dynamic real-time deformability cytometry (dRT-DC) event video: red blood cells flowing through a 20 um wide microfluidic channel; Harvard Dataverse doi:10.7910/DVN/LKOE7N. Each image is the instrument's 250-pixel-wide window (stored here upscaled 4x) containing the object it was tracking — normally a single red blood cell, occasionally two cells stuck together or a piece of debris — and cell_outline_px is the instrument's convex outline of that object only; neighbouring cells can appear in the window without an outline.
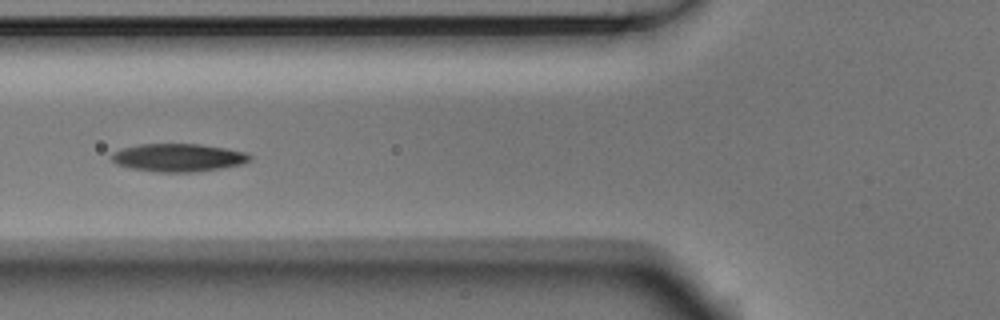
{"species": "Egyptian fruit bat (a non-hibernating species)", "species_latin": "Rousettus aegyptiacus", "temperature_condition": "room temperature", "stored_images_in_passage": 8, "camera_frame_rate_fps": 3000, "um_per_image_px": 0.085, "animal": {"sex": "male"}, "frame": {"image": 1, "passage_image": 5, "time_ms": 1.333, "image_size_px": [1000, 320], "cell_outline_px": [[252, 160], [240, 164], [220, 168], [196, 172], [156, 172], [132, 168], [116, 164], [112, 160], [112, 152], [124, 148], [140, 144], [200, 144], [248, 152], [252, 156]], "centroid_in_image_um": [15.18, 13.4], "position_along_channel_um": 110.6, "area_um2": 22.48}}
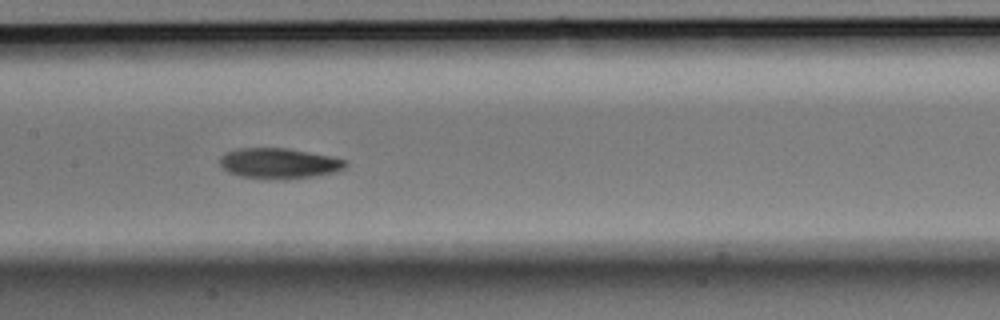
{"frame": {"image": 2, "passage_image": 7, "time_ms": 2.0, "image_size_px": [1000, 320], "cell_outline_px": [[348, 164], [344, 168], [336, 172], [312, 176], [276, 180], [240, 176], [228, 172], [220, 164], [220, 156], [228, 152], [240, 148], [288, 148], [348, 160]], "centroid_in_image_um": [23.72, 13.89], "position_along_channel_um": 183.7, "area_um2": 22.2}}
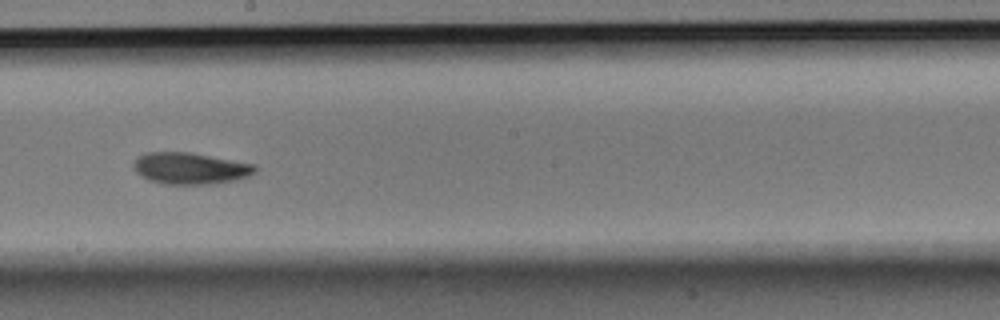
{"frame": {"image": 3, "passage_image": 8, "time_ms": 2.333, "image_size_px": [1000, 320], "cell_outline_px": [[256, 172], [248, 176], [236, 180], [216, 184], [164, 184], [148, 180], [136, 172], [132, 164], [144, 152], [192, 152], [256, 164]], "centroid_in_image_um": [16.2, 14.31], "position_along_channel_um": 232.0, "area_um2": 22.6}}